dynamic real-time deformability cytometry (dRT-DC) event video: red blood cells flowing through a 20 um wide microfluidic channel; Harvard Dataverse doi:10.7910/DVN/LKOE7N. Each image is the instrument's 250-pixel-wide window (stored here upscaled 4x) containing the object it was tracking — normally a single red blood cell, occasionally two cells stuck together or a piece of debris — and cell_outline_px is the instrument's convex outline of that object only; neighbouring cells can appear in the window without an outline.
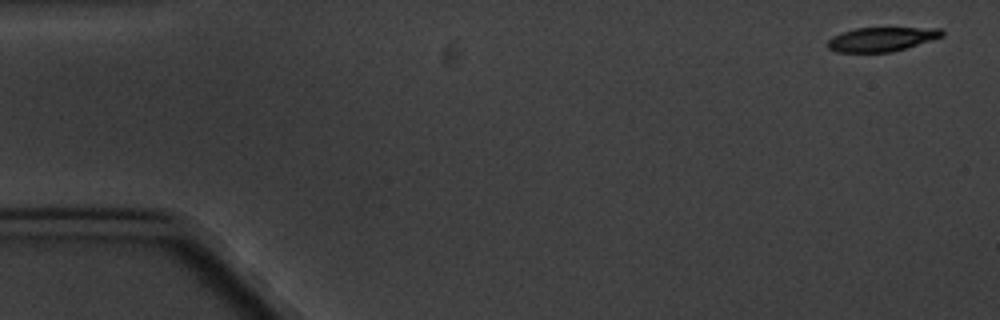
{"species": "common noctule bat (a hibernating species)", "species_latin": "Nyctalus noctula", "temperature_condition": "cold", "stored_images_in_passage": 4, "camera_frame_rate_fps": 3000, "um_per_image_px": 0.085, "animal": {"sex": "male", "body_mass_g": 20.1, "forearm_length_mm": 53.5}, "frame": {"image": 1, "passage_image": 1, "time_ms": 0.0, "image_size_px": [1000, 320], "cell_outline_px": [[944, 36], [892, 52], [836, 52], [828, 48], [828, 40], [832, 36], [856, 28], [940, 28], [944, 32]], "centroid_in_image_um": [74.93, 3.34], "position_along_channel_um": 10.1, "area_um2": 15.95}}